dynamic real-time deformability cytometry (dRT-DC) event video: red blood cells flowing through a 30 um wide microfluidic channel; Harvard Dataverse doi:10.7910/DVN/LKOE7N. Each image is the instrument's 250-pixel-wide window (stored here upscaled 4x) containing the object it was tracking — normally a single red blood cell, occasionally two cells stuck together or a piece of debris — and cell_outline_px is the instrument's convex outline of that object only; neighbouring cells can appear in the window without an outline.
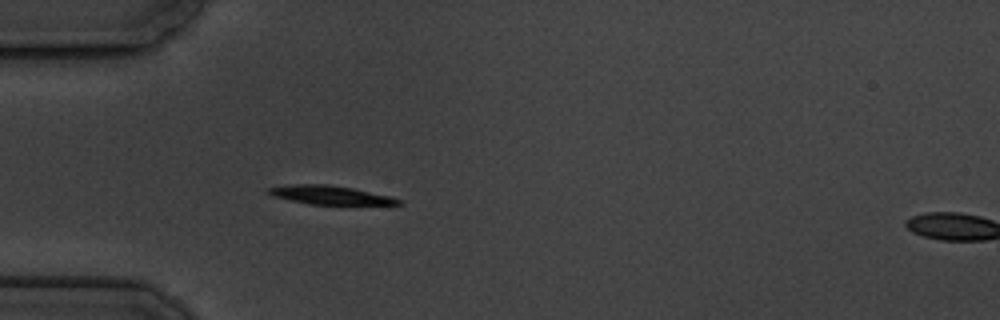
{"species": "common noctule bat (a hibernating species)", "species_latin": "Nyctalus noctula", "temperature_condition": "cold", "stored_images_in_passage": 6, "segment_of_instrument_passage": [1, 2], "camera_frame_rate_fps": 3000, "um_per_image_px": 0.085, "animal": {"sex": "male", "body_mass_g": 19.5, "forearm_length_mm": 54.6}, "frame": {"image": 1, "passage_image": 5, "time_ms": 4.667, "image_size_px": [1000, 320], "cell_outline_px": [[404, 204], [308, 204], [272, 196], [268, 192], [268, 188], [292, 184], [324, 184], [352, 188], [392, 196], [400, 200]], "centroid_in_image_um": [28.06, 16.57], "position_along_channel_um": 56.9, "area_um2": 13.93}}